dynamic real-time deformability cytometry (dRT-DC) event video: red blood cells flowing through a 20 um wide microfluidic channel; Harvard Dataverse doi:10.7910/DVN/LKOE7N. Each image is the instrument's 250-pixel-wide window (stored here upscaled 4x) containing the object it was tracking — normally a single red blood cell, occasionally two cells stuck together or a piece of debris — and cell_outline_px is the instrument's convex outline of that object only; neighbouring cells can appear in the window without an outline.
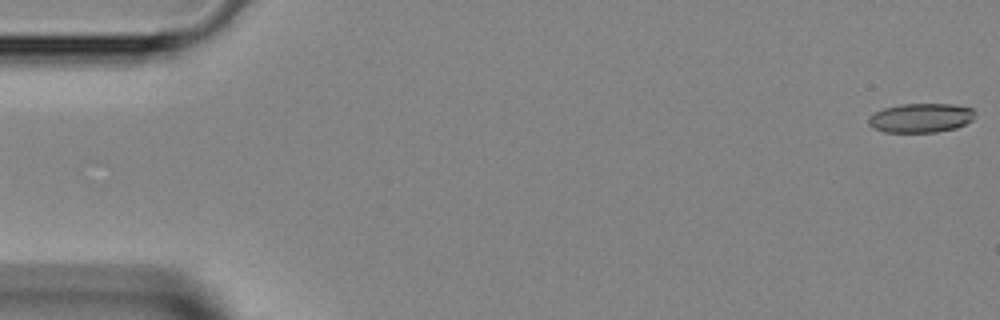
{"species": "Egyptian fruit bat (a non-hibernating species)", "species_latin": "Rousettus aegyptiacus", "temperature_condition": "room temperature", "stored_images_in_passage": 46, "camera_frame_rate_fps": 3000, "um_per_image_px": 0.085, "animal": {"sex": "female"}, "frame": {"image": 1, "passage_image": 1, "time_ms": 0.0, "image_size_px": [1000, 320], "cell_outline_px": [[976, 112], [972, 120], [956, 128], [936, 132], [884, 132], [872, 128], [868, 124], [868, 116], [884, 108], [900, 104], [952, 104], [972, 108]], "centroid_in_image_um": [78.25, 10.02], "position_along_channel_um": 6.7, "area_um2": 18.21}}
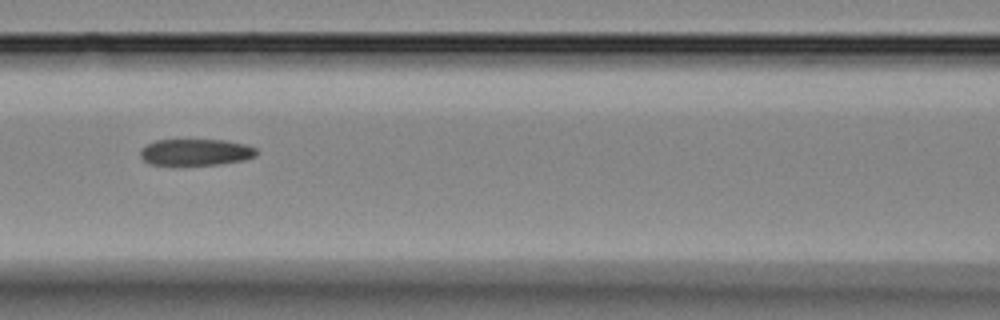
{"frame": {"image": 2, "passage_image": 20, "time_ms": 6.333, "image_size_px": [1000, 320], "cell_outline_px": [[256, 156], [244, 160], [220, 164], [176, 168], [148, 164], [140, 156], [140, 148], [156, 140], [224, 140], [244, 144], [256, 148]], "centroid_in_image_um": [16.56, 12.99], "position_along_channel_um": 150.0, "area_um2": 18.79}}
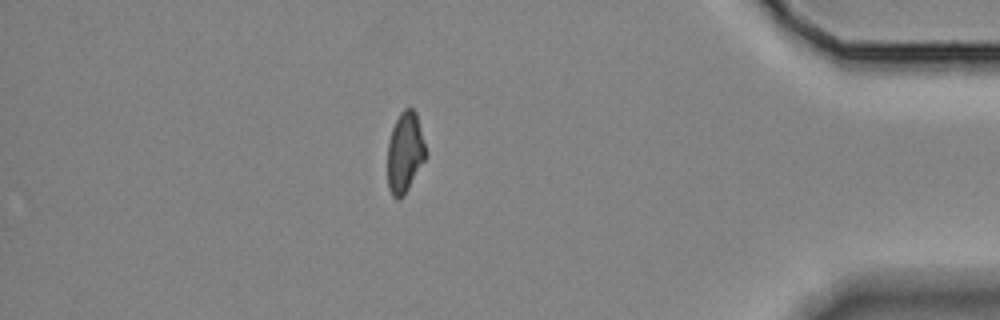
{"frame": {"image": 3, "passage_image": 40, "time_ms": 13.0, "image_size_px": [1000, 320], "cell_outline_px": [[428, 156], [404, 196], [400, 200], [396, 200], [392, 196], [388, 188], [388, 144], [392, 128], [400, 112], [404, 108], [412, 108], [416, 112], [428, 152]], "centroid_in_image_um": [34.45, 12.99], "position_along_channel_um": 400.8, "area_um2": 18.38}}